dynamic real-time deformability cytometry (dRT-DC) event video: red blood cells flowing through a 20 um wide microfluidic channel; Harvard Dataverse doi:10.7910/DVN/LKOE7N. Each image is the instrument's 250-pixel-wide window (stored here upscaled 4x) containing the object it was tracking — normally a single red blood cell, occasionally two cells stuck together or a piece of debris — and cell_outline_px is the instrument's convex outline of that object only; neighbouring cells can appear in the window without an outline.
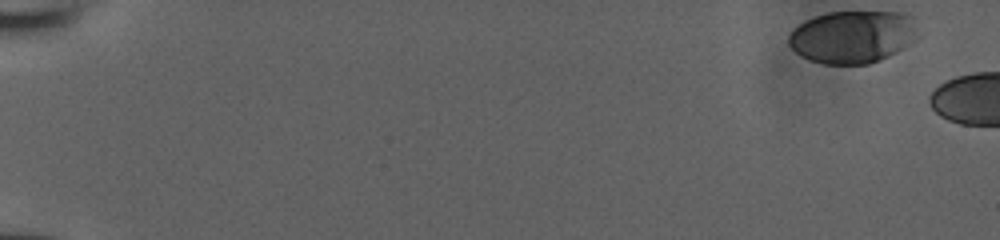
{"species": "human", "species_latin": "Homo sapiens", "temperature_condition": "room temperature", "stored_images_in_passage": 6, "camera_frame_rate_fps": 3000, "um_per_image_px": 0.085, "donor": {"sex": "male"}, "frame": {"image": 1, "passage_image": 1, "time_ms": 0.0, "image_size_px": [1000, 240], "cell_outline_px": [[912, 28], [908, 44], [896, 52], [880, 60], [868, 64], [824, 64], [800, 56], [788, 44], [788, 36], [804, 20], [828, 12], [900, 12], [912, 16]], "centroid_in_image_um": [72.37, 3.13], "position_along_channel_um": 12.6, "area_um2": 38.67}}